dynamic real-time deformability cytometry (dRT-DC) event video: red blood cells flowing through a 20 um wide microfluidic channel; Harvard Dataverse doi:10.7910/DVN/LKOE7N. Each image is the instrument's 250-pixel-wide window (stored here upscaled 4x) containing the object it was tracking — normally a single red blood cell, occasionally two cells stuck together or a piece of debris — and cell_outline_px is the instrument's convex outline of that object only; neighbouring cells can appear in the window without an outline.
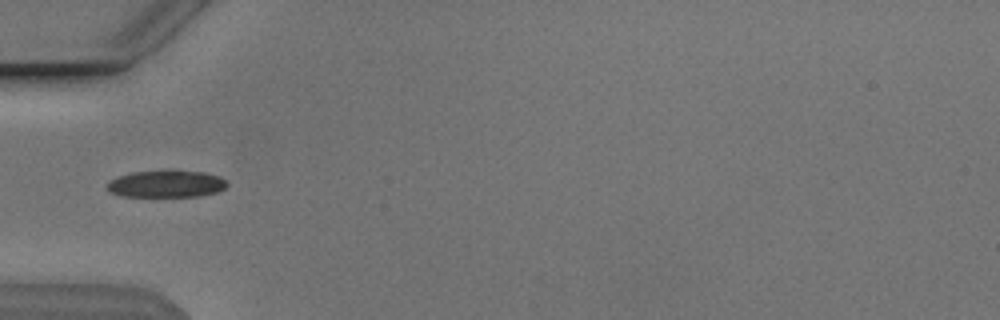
{"species": "Egyptian fruit bat (a non-hibernating species)", "species_latin": "Rousettus aegyptiacus", "temperature_condition": "cold", "stored_images_in_passage": 36, "camera_frame_rate_fps": 3000, "um_per_image_px": 0.085, "animal": {"sex": "male"}, "frame": {"image": 1, "passage_image": 1, "time_ms": 0.0, "image_size_px": [1000, 320], "cell_outline_px": [[228, 184], [224, 188], [216, 192], [200, 196], [124, 196], [108, 192], [108, 184], [112, 180], [120, 176], [132, 172], [204, 172], [220, 176]], "centroid_in_image_um": [14.16, 15.65], "position_along_channel_um": 70.8, "area_um2": 18.21}}
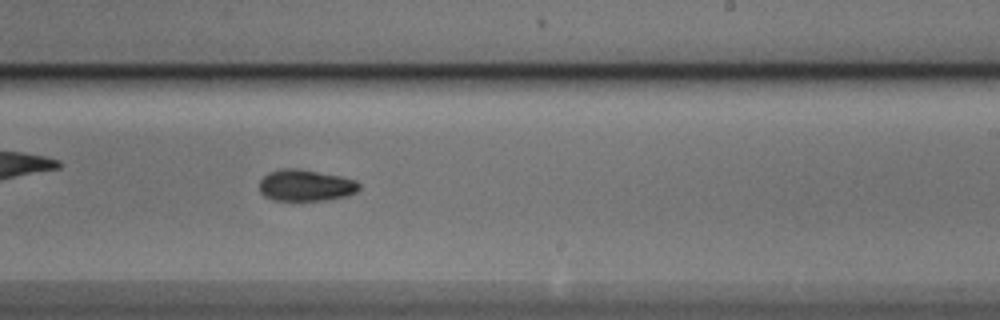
{"frame": {"image": 2, "passage_image": 16, "time_ms": 5.0, "image_size_px": [1000, 320], "cell_outline_px": [[360, 188], [356, 192], [348, 196], [324, 200], [272, 200], [264, 196], [260, 192], [260, 180], [268, 172], [280, 168], [296, 168], [340, 176], [356, 180], [360, 184]], "centroid_in_image_um": [25.98, 15.75], "position_along_channel_um": 263.0, "area_um2": 18.38}}
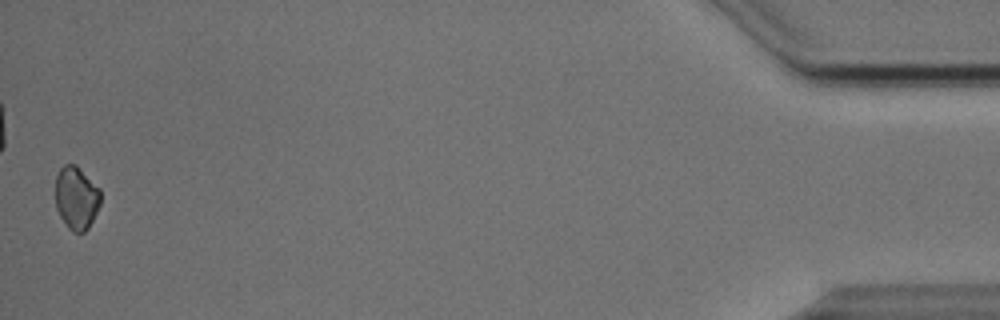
{"frame": {"image": 3, "passage_image": 36, "time_ms": 11.667, "image_size_px": [1000, 320], "cell_outline_px": [[100, 204], [88, 228], [84, 232], [72, 232], [68, 228], [60, 216], [56, 208], [56, 176], [60, 168], [64, 164], [76, 164], [100, 188]], "centroid_in_image_um": [6.49, 16.8], "position_along_channel_um": 428.7, "area_um2": 16.59}, "authors_computed_cell_mechanics": {"area_um2": 18.0047, "velocity_mm_per_s": 3.8431, "shape_relaxation_time_tau1_ms": 3.463, "shape_relaxation_time_tau2_ms": null, "deformation_change_tau1": 0.0985, "deformation_change_tau2": null}}